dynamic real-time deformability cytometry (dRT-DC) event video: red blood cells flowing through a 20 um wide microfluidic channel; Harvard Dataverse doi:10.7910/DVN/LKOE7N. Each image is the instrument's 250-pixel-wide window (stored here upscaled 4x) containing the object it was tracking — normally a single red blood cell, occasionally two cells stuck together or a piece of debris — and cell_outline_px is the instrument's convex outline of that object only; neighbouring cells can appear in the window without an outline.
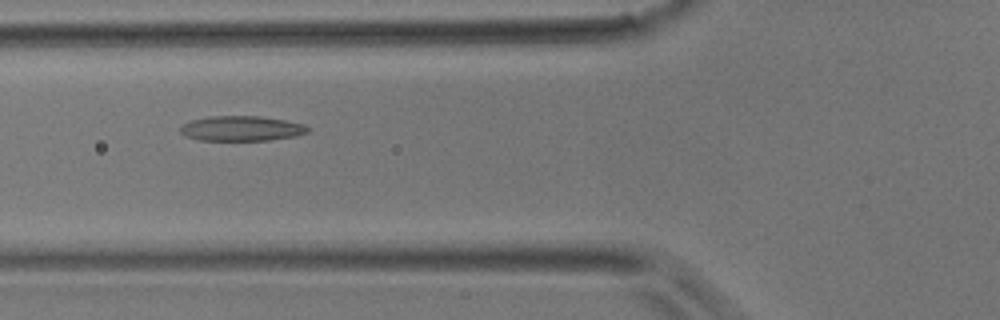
{"species": "common noctule bat (a hibernating species)", "species_latin": "Nyctalus noctula", "temperature_condition": "room temperature", "stored_images_in_passage": 3, "camera_frame_rate_fps": 3000, "um_per_image_px": 0.085, "animal": {"sex": "male", "body_mass_g": 17.9}, "frame": {"image": 1, "passage_image": 3, "time_ms": 0.667, "image_size_px": [1000, 320], "cell_outline_px": [[308, 132], [296, 136], [268, 140], [200, 140], [184, 136], [180, 132], [180, 124], [192, 120], [212, 116], [256, 116], [284, 120], [304, 124], [308, 128]], "centroid_in_image_um": [20.49, 10.92], "position_along_channel_um": 105.3, "area_um2": 18.5}}